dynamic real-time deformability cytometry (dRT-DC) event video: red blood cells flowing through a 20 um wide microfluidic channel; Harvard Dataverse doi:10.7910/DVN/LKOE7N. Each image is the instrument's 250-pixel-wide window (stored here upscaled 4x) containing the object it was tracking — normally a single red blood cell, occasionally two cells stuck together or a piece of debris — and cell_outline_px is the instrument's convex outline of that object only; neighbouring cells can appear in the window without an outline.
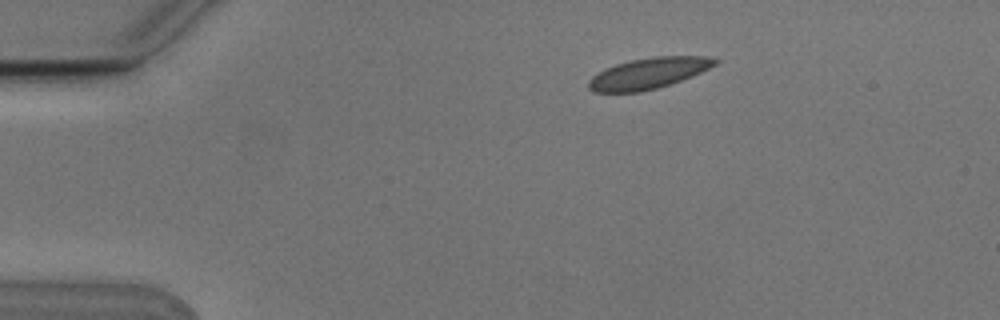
{"species": "Egyptian fruit bat (a non-hibernating species)", "species_latin": "Rousettus aegyptiacus", "temperature_condition": "cold", "stored_images_in_passage": 5, "camera_frame_rate_fps": 3000, "um_per_image_px": 0.085, "animal": {"sex": "male"}, "frame": {"image": 1, "passage_image": 1, "time_ms": 0.0, "image_size_px": [1000, 320], "cell_outline_px": [[720, 60], [716, 64], [700, 72], [680, 80], [656, 88], [640, 92], [596, 92], [588, 88], [588, 80], [592, 76], [604, 68], [616, 64], [632, 60], [656, 56], [704, 56]], "centroid_in_image_um": [55.08, 6.23], "position_along_channel_um": 29.9, "area_um2": 22.48}}
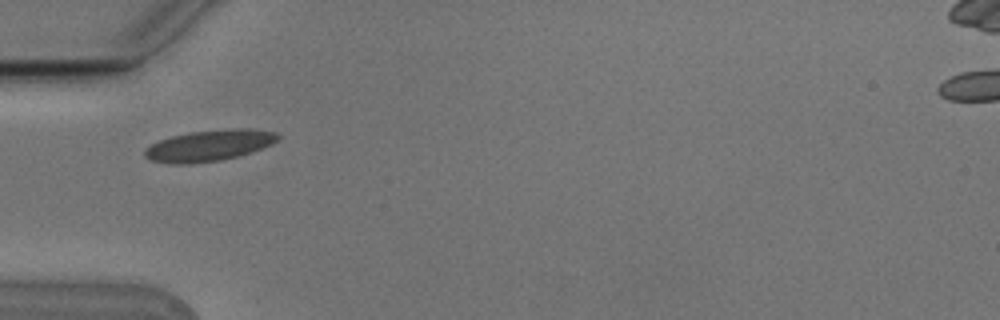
{"frame": {"image": 2, "passage_image": 3, "time_ms": 0.667, "image_size_px": [1000, 320], "cell_outline_px": [[280, 136], [272, 144], [236, 156], [220, 160], [188, 164], [168, 164], [148, 160], [144, 156], [144, 148], [160, 140], [172, 136], [192, 132], [232, 128], [248, 128], [276, 132]], "centroid_in_image_um": [17.72, 12.37], "position_along_channel_um": 67.3, "area_um2": 23.99}}
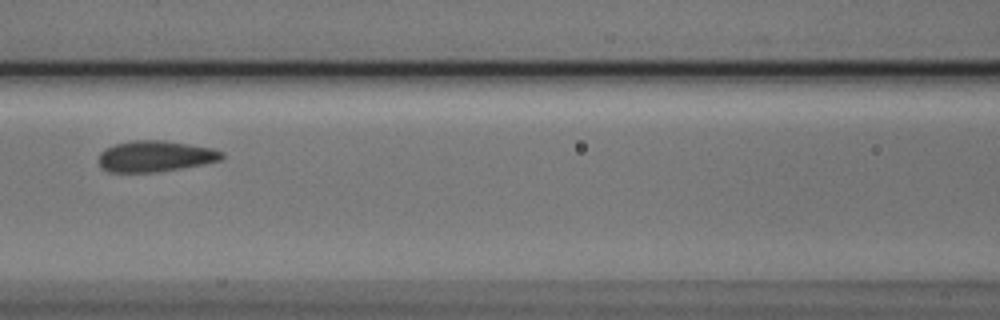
{"frame": {"image": 3, "passage_image": 5, "time_ms": 1.333, "image_size_px": [1000, 320], "cell_outline_px": [[224, 156], [220, 160], [204, 164], [156, 172], [108, 172], [100, 168], [100, 152], [104, 148], [116, 144], [132, 140], [164, 140], [212, 148], [224, 152]], "centroid_in_image_um": [13.18, 13.28], "position_along_channel_um": 153.4, "area_um2": 22.31}}